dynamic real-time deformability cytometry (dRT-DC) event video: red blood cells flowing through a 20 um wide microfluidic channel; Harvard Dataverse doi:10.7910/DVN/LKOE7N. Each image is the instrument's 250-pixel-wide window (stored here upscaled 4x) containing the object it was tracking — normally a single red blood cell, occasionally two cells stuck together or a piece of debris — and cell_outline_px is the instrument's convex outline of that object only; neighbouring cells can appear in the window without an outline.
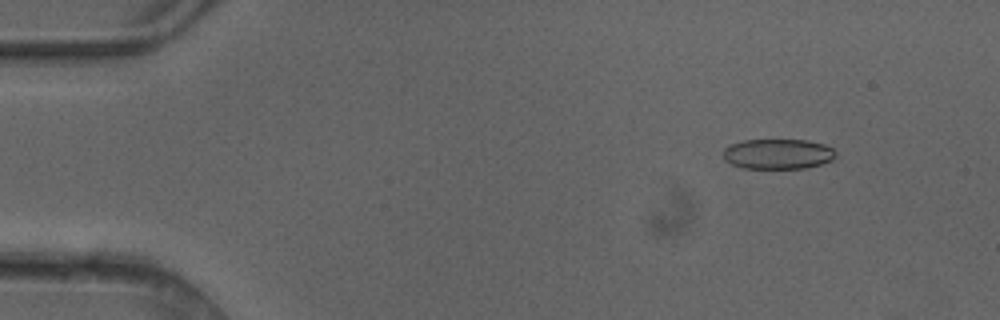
{"species": "common noctule bat (a hibernating species)", "species_latin": "Nyctalus noctula", "temperature_condition": "cold", "stored_images_in_passage": 7, "camera_frame_rate_fps": 3000, "um_per_image_px": 0.085, "animal": {"sex": "female"}, "frame": {"image": 1, "passage_image": 2, "time_ms": 0.333, "image_size_px": [1000, 320], "cell_outline_px": [[836, 156], [832, 160], [820, 164], [804, 168], [744, 168], [732, 164], [724, 160], [724, 148], [732, 144], [744, 140], [808, 140], [824, 144], [832, 148], [836, 152]], "centroid_in_image_um": [66.14, 13.08], "position_along_channel_um": 18.9, "area_um2": 19.71}}
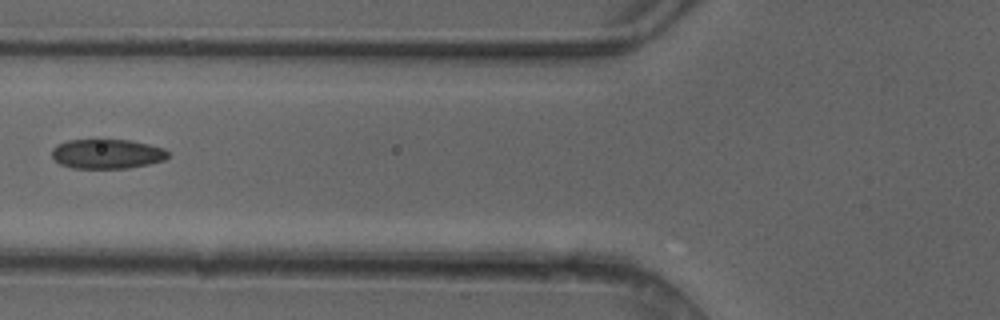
{"frame": {"image": 2, "passage_image": 6, "time_ms": 1.667, "image_size_px": [1000, 320], "cell_outline_px": [[168, 156], [164, 160], [148, 164], [128, 168], [72, 168], [60, 164], [52, 156], [52, 148], [56, 144], [68, 140], [96, 136], [128, 140], [148, 144], [164, 148], [168, 152]], "centroid_in_image_um": [9.04, 13.03], "position_along_channel_um": 116.8, "area_um2": 20.81}}
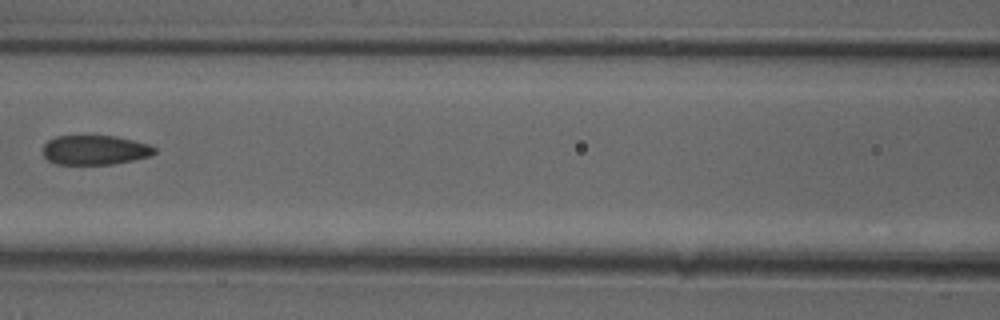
{"frame": {"image": 3, "passage_image": 7, "time_ms": 2.0, "image_size_px": [1000, 320], "cell_outline_px": [[156, 152], [152, 156], [112, 164], [56, 164], [48, 160], [44, 156], [44, 144], [48, 140], [56, 136], [116, 136], [148, 144], [156, 148]], "centroid_in_image_um": [8.08, 12.75], "position_along_channel_um": 158.5, "area_um2": 19.13}}